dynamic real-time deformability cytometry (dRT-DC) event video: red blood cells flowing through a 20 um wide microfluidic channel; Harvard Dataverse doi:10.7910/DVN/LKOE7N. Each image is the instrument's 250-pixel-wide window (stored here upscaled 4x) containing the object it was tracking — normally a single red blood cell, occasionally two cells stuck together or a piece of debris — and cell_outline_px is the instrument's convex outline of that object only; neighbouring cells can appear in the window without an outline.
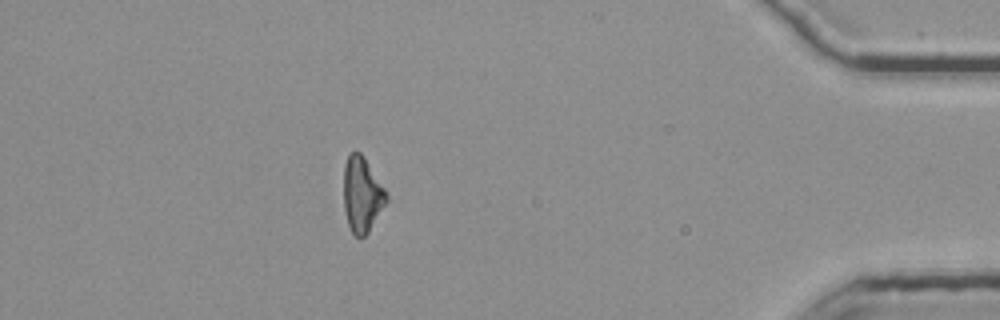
{"species": "common noctule bat (a hibernating species)", "species_latin": "Nyctalus noctula", "temperature_condition": "room temperature", "stored_images_in_passage": 49, "segment_of_instrument_passage": [2, 3], "camera_frame_rate_fps": 3000, "um_per_image_px": 0.085, "animal": {"sex": "female", "body_mass_g": 25.1}, "frame": {"image": 1, "passage_image": 42, "time_ms": 13.667, "image_size_px": [1000, 320], "cell_outline_px": [[388, 200], [368, 232], [364, 236], [352, 236], [348, 224], [344, 208], [344, 164], [348, 156], [352, 152], [360, 152], [364, 156], [384, 188], [388, 196]], "centroid_in_image_um": [30.76, 16.54], "position_along_channel_um": 404.4, "area_um2": 18.61}}